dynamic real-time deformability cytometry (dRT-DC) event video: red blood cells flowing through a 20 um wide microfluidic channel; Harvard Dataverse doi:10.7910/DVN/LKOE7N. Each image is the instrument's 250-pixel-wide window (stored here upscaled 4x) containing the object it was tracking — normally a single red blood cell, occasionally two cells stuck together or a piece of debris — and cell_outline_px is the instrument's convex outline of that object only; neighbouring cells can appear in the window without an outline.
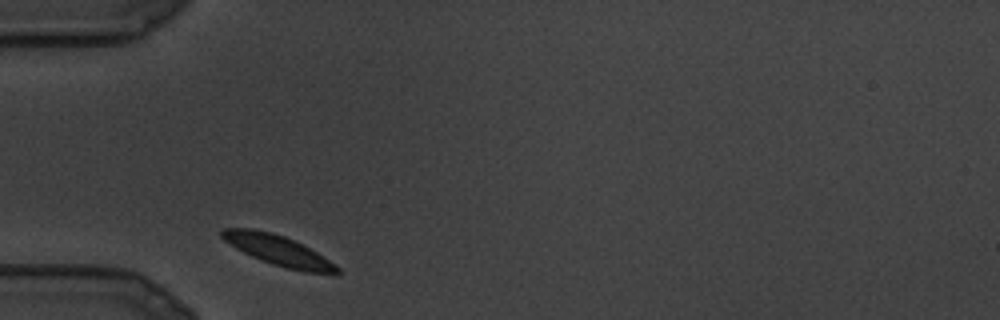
{"species": "common noctule bat (a hibernating species)", "species_latin": "Nyctalus noctula", "temperature_condition": "cold", "stored_images_in_passage": 17, "camera_frame_rate_fps": 3000, "um_per_image_px": 0.085, "animal": {"sex": "male", "body_mass_g": 19.5, "forearm_length_mm": 54.6}, "frame": {"image": 1, "passage_image": 1, "time_ms": 0.0, "image_size_px": [1000, 320], "cell_outline_px": [[340, 272], [304, 272], [272, 264], [260, 260], [236, 248], [224, 240], [220, 236], [220, 232], [224, 228], [252, 228], [272, 232], [284, 236], [316, 252], [340, 268]], "centroid_in_image_um": [23.57, 21.26], "position_along_channel_um": 61.4, "area_um2": 19.71}}
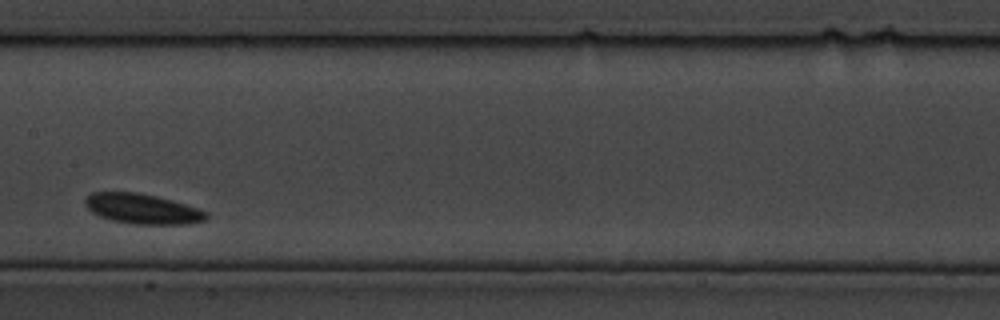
{"frame": {"image": 2, "passage_image": 8, "time_ms": 2.333, "image_size_px": [1000, 320], "cell_outline_px": [[208, 216], [204, 220], [188, 224], [132, 224], [112, 220], [100, 216], [92, 212], [84, 204], [84, 200], [92, 192], [136, 192], [156, 196], [172, 200], [200, 208], [208, 212]], "centroid_in_image_um": [12.12, 17.75], "position_along_channel_um": 195.3, "area_um2": 21.27}}
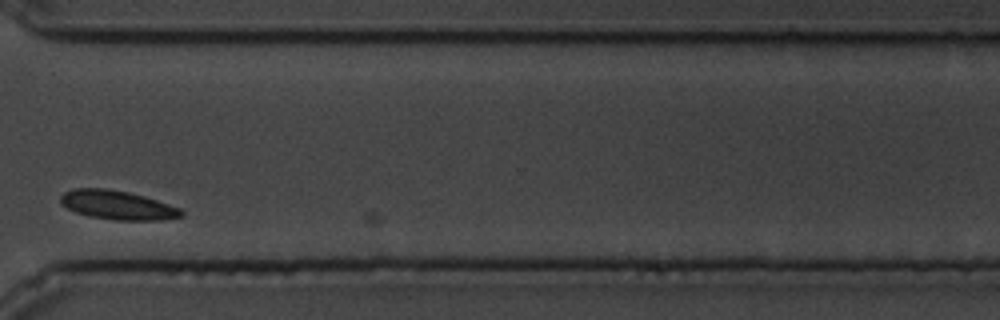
{"frame": {"image": 3, "passage_image": 15, "time_ms": 4.667, "image_size_px": [1000, 320], "cell_outline_px": [[184, 216], [160, 220], [116, 220], [88, 216], [76, 212], [68, 208], [60, 200], [60, 196], [64, 192], [72, 188], [104, 188], [128, 192], [144, 196], [180, 208], [184, 212]], "centroid_in_image_um": [9.99, 17.43], "position_along_channel_um": 360.6, "area_um2": 20.29}}